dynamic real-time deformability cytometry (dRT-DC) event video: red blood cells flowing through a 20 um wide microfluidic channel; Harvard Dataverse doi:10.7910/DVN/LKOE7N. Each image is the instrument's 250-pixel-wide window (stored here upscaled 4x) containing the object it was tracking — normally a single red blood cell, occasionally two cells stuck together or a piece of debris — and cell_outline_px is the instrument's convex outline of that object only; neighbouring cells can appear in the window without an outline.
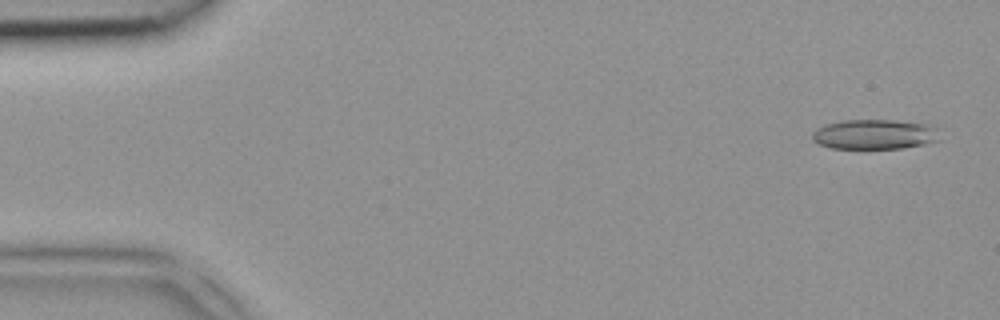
{"species": "common noctule bat (a hibernating species)", "species_latin": "Nyctalus noctula", "temperature_condition": "room temperature", "stored_images_in_passage": 4, "camera_frame_rate_fps": 3000, "um_per_image_px": 0.085, "animal": {"sex": "female", "body_mass_g": 18.4}, "frame": {"image": 1, "passage_image": 1, "time_ms": 0.0, "image_size_px": [1000, 320], "cell_outline_px": [[944, 140], [924, 144], [900, 148], [832, 148], [820, 144], [812, 140], [812, 132], [816, 128], [824, 124], [844, 120], [892, 120], [924, 124], [936, 128]], "centroid_in_image_um": [74.35, 11.42], "position_along_channel_um": 10.7, "area_um2": 22.25}}
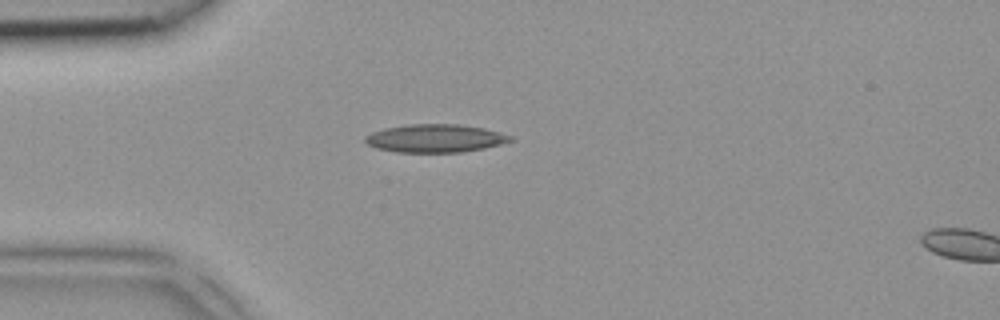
{"frame": {"image": 2, "passage_image": 3, "time_ms": 0.667, "image_size_px": [1000, 320], "cell_outline_px": [[516, 140], [484, 148], [464, 152], [396, 152], [376, 148], [368, 144], [364, 140], [364, 136], [372, 132], [384, 128], [408, 124], [456, 124], [484, 128], [500, 132], [512, 136]], "centroid_in_image_um": [37.0, 11.75], "position_along_channel_um": 48.0, "area_um2": 23.87}}